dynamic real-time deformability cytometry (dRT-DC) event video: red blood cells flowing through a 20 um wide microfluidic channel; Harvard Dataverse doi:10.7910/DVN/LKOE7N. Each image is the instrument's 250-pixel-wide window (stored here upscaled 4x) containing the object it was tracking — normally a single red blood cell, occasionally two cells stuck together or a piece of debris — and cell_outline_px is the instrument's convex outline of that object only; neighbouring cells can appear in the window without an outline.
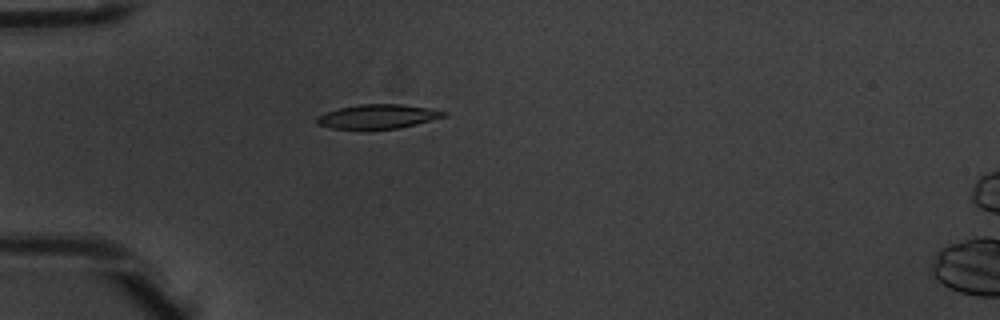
{"species": "common noctule bat (a hibernating species)", "species_latin": "Nyctalus noctula", "temperature_condition": "warm", "stored_images_in_passage": 5, "camera_frame_rate_fps": 3000, "um_per_image_px": 0.085, "animal": {"sex": "male", "body_mass_g": 20.1, "forearm_length_mm": 53.5}, "frame": {"image": 1, "passage_image": 5, "time_ms": 1.333, "image_size_px": [1000, 320], "cell_outline_px": [[448, 116], [400, 128], [332, 128], [316, 124], [316, 116], [340, 108], [360, 104], [400, 104], [428, 108], [444, 112]], "centroid_in_image_um": [32.11, 9.89], "position_along_channel_um": 52.9, "area_um2": 17.51}}